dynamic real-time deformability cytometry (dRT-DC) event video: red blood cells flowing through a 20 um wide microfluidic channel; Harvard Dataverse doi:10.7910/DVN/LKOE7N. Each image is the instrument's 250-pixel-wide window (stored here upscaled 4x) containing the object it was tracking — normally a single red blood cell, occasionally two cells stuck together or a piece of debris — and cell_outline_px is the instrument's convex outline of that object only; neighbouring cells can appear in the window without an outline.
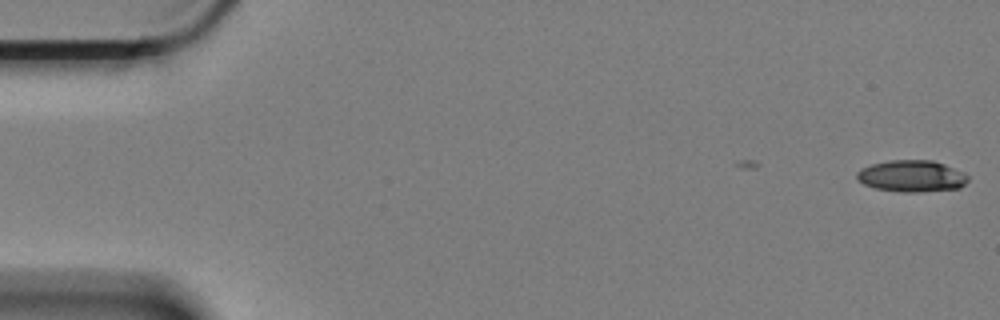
{"species": "Egyptian fruit bat (a non-hibernating species)", "species_latin": "Rousettus aegyptiacus", "temperature_condition": "cold", "stored_images_in_passage": 2, "camera_frame_rate_fps": 3000, "um_per_image_px": 0.085, "animal": {"sex": "female"}, "frame": {"image": 1, "passage_image": 2, "time_ms": 0.333, "image_size_px": [1000, 320], "cell_outline_px": [[968, 180], [960, 188], [920, 192], [904, 192], [876, 188], [864, 184], [856, 180], [856, 172], [860, 168], [872, 164], [888, 160], [932, 160], [944, 164], [968, 176]], "centroid_in_image_um": [77.44, 14.96], "position_along_channel_um": 7.6, "area_um2": 20.4}}